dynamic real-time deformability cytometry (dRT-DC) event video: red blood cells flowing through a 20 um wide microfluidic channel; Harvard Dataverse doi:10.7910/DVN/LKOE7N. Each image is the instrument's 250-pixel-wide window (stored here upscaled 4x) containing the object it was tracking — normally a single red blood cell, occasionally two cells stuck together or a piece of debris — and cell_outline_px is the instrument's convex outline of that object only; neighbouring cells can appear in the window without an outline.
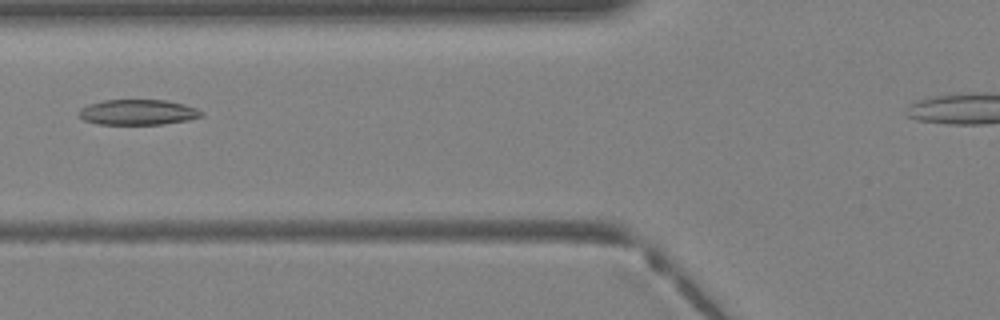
{"species": "Egyptian fruit bat (a non-hibernating species)", "species_latin": "Rousettus aegyptiacus", "temperature_condition": "warm", "stored_images_in_passage": 26, "camera_frame_rate_fps": 3000, "um_per_image_px": 0.085, "animal": {"sex": "female"}, "frame": {"image": 1, "passage_image": 6, "time_ms": 1.667, "image_size_px": [1000, 320], "cell_outline_px": [[204, 116], [188, 120], [164, 124], [96, 124], [84, 120], [80, 116], [80, 108], [88, 104], [104, 100], [164, 100], [184, 104], [196, 108], [204, 112]], "centroid_in_image_um": [11.75, 9.54], "position_along_channel_um": 114.1, "area_um2": 18.15}}
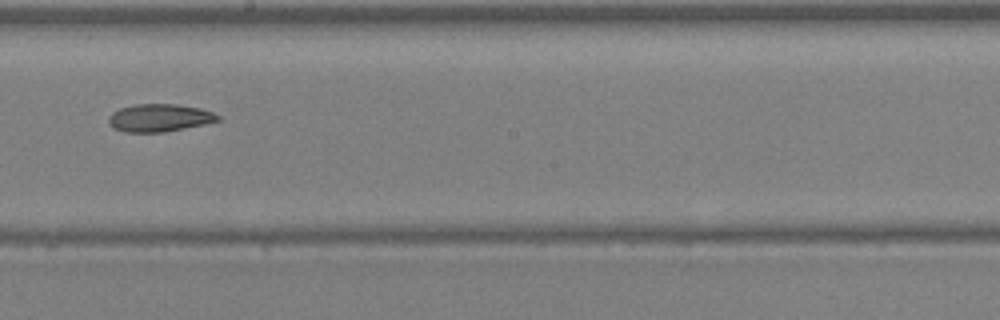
{"frame": {"image": 2, "passage_image": 13, "time_ms": 4.0, "image_size_px": [1000, 320], "cell_outline_px": [[220, 120], [204, 124], [164, 132], [124, 132], [112, 128], [108, 124], [108, 116], [112, 112], [120, 108], [136, 104], [176, 104], [200, 108], [212, 112], [220, 116]], "centroid_in_image_um": [13.51, 10.02], "position_along_channel_um": 234.7, "area_um2": 17.69}}
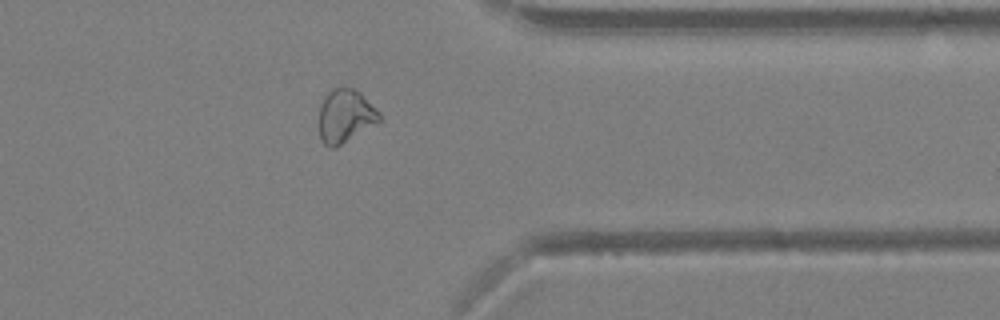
{"frame": {"image": 3, "passage_image": 22, "time_ms": 7.0, "image_size_px": [1000, 320], "cell_outline_px": [[380, 120], [336, 148], [328, 148], [324, 144], [320, 136], [320, 104], [324, 96], [332, 88], [352, 88], [360, 92], [380, 112]], "centroid_in_image_um": [29.33, 9.86], "position_along_channel_um": 382.1, "area_um2": 18.55}}